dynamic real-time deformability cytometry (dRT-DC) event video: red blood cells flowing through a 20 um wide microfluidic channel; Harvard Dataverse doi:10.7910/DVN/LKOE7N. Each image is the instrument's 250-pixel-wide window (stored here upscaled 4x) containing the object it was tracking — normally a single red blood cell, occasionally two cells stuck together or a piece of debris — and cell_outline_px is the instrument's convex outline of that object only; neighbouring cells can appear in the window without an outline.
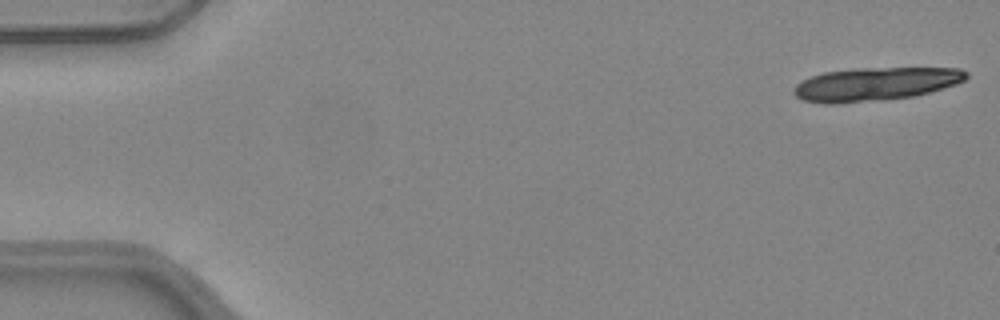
{"species": "common noctule bat (a hibernating species)", "species_latin": "Nyctalus noctula", "temperature_condition": "warm", "stored_images_in_passage": 19, "segment_of_instrument_passage": [1, 2], "camera_frame_rate_fps": 3000, "um_per_image_px": 0.085, "animal": {"sex": "female", "body_mass_g": 24.6, "forearm_length_mm": 56.2}, "frame": {"image": 1, "passage_image": 1, "time_ms": 0.0, "image_size_px": [1000, 320], "cell_outline_px": [[968, 76], [964, 80], [956, 84], [916, 96], [880, 100], [836, 104], [828, 104], [804, 100], [796, 96], [792, 92], [796, 84], [812, 76], [824, 72], [856, 68], [960, 68], [968, 72]], "centroid_in_image_um": [74.42, 7.14], "position_along_channel_um": 10.6, "area_um2": 33.47}}